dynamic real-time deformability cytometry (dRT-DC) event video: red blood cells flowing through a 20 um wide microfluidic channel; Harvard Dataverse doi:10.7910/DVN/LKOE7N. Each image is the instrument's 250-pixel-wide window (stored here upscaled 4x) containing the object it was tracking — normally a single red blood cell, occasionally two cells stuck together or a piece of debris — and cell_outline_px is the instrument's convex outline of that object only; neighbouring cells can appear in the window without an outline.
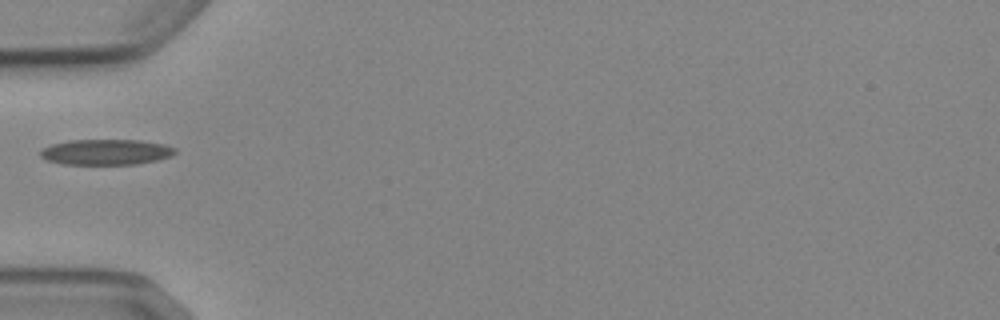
{"species": "Egyptian fruit bat (a non-hibernating species)", "species_latin": "Rousettus aegyptiacus", "temperature_condition": "cold", "stored_images_in_passage": 1, "camera_frame_rate_fps": 3000, "um_per_image_px": 0.085, "animal": {"sex": "female"}, "frame": {"image": 1, "passage_image": 1, "time_ms": 0.0, "image_size_px": [1000, 320], "cell_outline_px": [[176, 152], [168, 156], [156, 160], [136, 164], [60, 164], [44, 160], [40, 156], [40, 148], [52, 144], [68, 140], [140, 140], [164, 144], [176, 148]], "centroid_in_image_um": [8.94, 12.92], "position_along_channel_um": 76.1, "area_um2": 20.17}}